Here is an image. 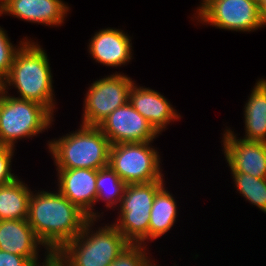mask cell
I'll use <instances>...</instances> for the list:
<instances>
[{
    "mask_svg": "<svg viewBox=\"0 0 266 266\" xmlns=\"http://www.w3.org/2000/svg\"><path fill=\"white\" fill-rule=\"evenodd\" d=\"M126 183L120 179L118 174L108 165L97 171V198L96 203L100 200L105 202L106 210L117 208L126 188Z\"/></svg>",
    "mask_w": 266,
    "mask_h": 266,
    "instance_id": "obj_20",
    "label": "cell"
},
{
    "mask_svg": "<svg viewBox=\"0 0 266 266\" xmlns=\"http://www.w3.org/2000/svg\"><path fill=\"white\" fill-rule=\"evenodd\" d=\"M196 9L193 21L220 30L250 33L266 27L255 0H205Z\"/></svg>",
    "mask_w": 266,
    "mask_h": 266,
    "instance_id": "obj_8",
    "label": "cell"
},
{
    "mask_svg": "<svg viewBox=\"0 0 266 266\" xmlns=\"http://www.w3.org/2000/svg\"><path fill=\"white\" fill-rule=\"evenodd\" d=\"M243 108L244 137L247 141L266 142V79L258 78Z\"/></svg>",
    "mask_w": 266,
    "mask_h": 266,
    "instance_id": "obj_17",
    "label": "cell"
},
{
    "mask_svg": "<svg viewBox=\"0 0 266 266\" xmlns=\"http://www.w3.org/2000/svg\"><path fill=\"white\" fill-rule=\"evenodd\" d=\"M59 138L49 139L48 152L56 169L89 168L99 170L108 166L110 141L98 126L80 124Z\"/></svg>",
    "mask_w": 266,
    "mask_h": 266,
    "instance_id": "obj_4",
    "label": "cell"
},
{
    "mask_svg": "<svg viewBox=\"0 0 266 266\" xmlns=\"http://www.w3.org/2000/svg\"><path fill=\"white\" fill-rule=\"evenodd\" d=\"M70 10L63 0H7L0 6V16L55 28L64 25Z\"/></svg>",
    "mask_w": 266,
    "mask_h": 266,
    "instance_id": "obj_15",
    "label": "cell"
},
{
    "mask_svg": "<svg viewBox=\"0 0 266 266\" xmlns=\"http://www.w3.org/2000/svg\"><path fill=\"white\" fill-rule=\"evenodd\" d=\"M50 65L44 48L30 37L17 50L10 72L1 82L0 88L8 93L15 87L19 95L16 98L37 102L54 115L57 100Z\"/></svg>",
    "mask_w": 266,
    "mask_h": 266,
    "instance_id": "obj_2",
    "label": "cell"
},
{
    "mask_svg": "<svg viewBox=\"0 0 266 266\" xmlns=\"http://www.w3.org/2000/svg\"><path fill=\"white\" fill-rule=\"evenodd\" d=\"M234 188L252 206L266 213V178H255L242 172H231Z\"/></svg>",
    "mask_w": 266,
    "mask_h": 266,
    "instance_id": "obj_21",
    "label": "cell"
},
{
    "mask_svg": "<svg viewBox=\"0 0 266 266\" xmlns=\"http://www.w3.org/2000/svg\"><path fill=\"white\" fill-rule=\"evenodd\" d=\"M98 222L100 219H90L81 233L66 243L53 260L59 266H109L130 242L112 223L94 227Z\"/></svg>",
    "mask_w": 266,
    "mask_h": 266,
    "instance_id": "obj_3",
    "label": "cell"
},
{
    "mask_svg": "<svg viewBox=\"0 0 266 266\" xmlns=\"http://www.w3.org/2000/svg\"><path fill=\"white\" fill-rule=\"evenodd\" d=\"M228 127L223 131L221 145L230 171L266 178V142L242 140Z\"/></svg>",
    "mask_w": 266,
    "mask_h": 266,
    "instance_id": "obj_10",
    "label": "cell"
},
{
    "mask_svg": "<svg viewBox=\"0 0 266 266\" xmlns=\"http://www.w3.org/2000/svg\"><path fill=\"white\" fill-rule=\"evenodd\" d=\"M129 103L160 135L170 123L178 122L182 118L163 94L136 83L130 90Z\"/></svg>",
    "mask_w": 266,
    "mask_h": 266,
    "instance_id": "obj_16",
    "label": "cell"
},
{
    "mask_svg": "<svg viewBox=\"0 0 266 266\" xmlns=\"http://www.w3.org/2000/svg\"><path fill=\"white\" fill-rule=\"evenodd\" d=\"M0 250L25 257L34 266H48L53 260V255L37 238L27 219L0 221ZM41 250L45 251L43 262L40 261Z\"/></svg>",
    "mask_w": 266,
    "mask_h": 266,
    "instance_id": "obj_13",
    "label": "cell"
},
{
    "mask_svg": "<svg viewBox=\"0 0 266 266\" xmlns=\"http://www.w3.org/2000/svg\"><path fill=\"white\" fill-rule=\"evenodd\" d=\"M164 184L156 193L149 220V241L157 240L172 230L178 217L177 200Z\"/></svg>",
    "mask_w": 266,
    "mask_h": 266,
    "instance_id": "obj_18",
    "label": "cell"
},
{
    "mask_svg": "<svg viewBox=\"0 0 266 266\" xmlns=\"http://www.w3.org/2000/svg\"><path fill=\"white\" fill-rule=\"evenodd\" d=\"M135 82L119 71L93 81L84 94L80 124L98 126L115 109L127 104Z\"/></svg>",
    "mask_w": 266,
    "mask_h": 266,
    "instance_id": "obj_9",
    "label": "cell"
},
{
    "mask_svg": "<svg viewBox=\"0 0 266 266\" xmlns=\"http://www.w3.org/2000/svg\"><path fill=\"white\" fill-rule=\"evenodd\" d=\"M131 39L122 29L102 28L89 39L87 50L98 64L120 69L134 58Z\"/></svg>",
    "mask_w": 266,
    "mask_h": 266,
    "instance_id": "obj_14",
    "label": "cell"
},
{
    "mask_svg": "<svg viewBox=\"0 0 266 266\" xmlns=\"http://www.w3.org/2000/svg\"><path fill=\"white\" fill-rule=\"evenodd\" d=\"M54 121V115L43 105L16 98L0 88V145L15 148L18 140L48 132Z\"/></svg>",
    "mask_w": 266,
    "mask_h": 266,
    "instance_id": "obj_5",
    "label": "cell"
},
{
    "mask_svg": "<svg viewBox=\"0 0 266 266\" xmlns=\"http://www.w3.org/2000/svg\"><path fill=\"white\" fill-rule=\"evenodd\" d=\"M153 142L111 145L108 165L127 185L161 180L164 177L161 155Z\"/></svg>",
    "mask_w": 266,
    "mask_h": 266,
    "instance_id": "obj_7",
    "label": "cell"
},
{
    "mask_svg": "<svg viewBox=\"0 0 266 266\" xmlns=\"http://www.w3.org/2000/svg\"><path fill=\"white\" fill-rule=\"evenodd\" d=\"M97 171L89 168L56 169V189L84 211L90 219L99 220L102 219L104 212L100 213L94 208L97 198Z\"/></svg>",
    "mask_w": 266,
    "mask_h": 266,
    "instance_id": "obj_12",
    "label": "cell"
},
{
    "mask_svg": "<svg viewBox=\"0 0 266 266\" xmlns=\"http://www.w3.org/2000/svg\"><path fill=\"white\" fill-rule=\"evenodd\" d=\"M15 150L14 147L0 145V186L12 183L18 178L17 174L12 173Z\"/></svg>",
    "mask_w": 266,
    "mask_h": 266,
    "instance_id": "obj_24",
    "label": "cell"
},
{
    "mask_svg": "<svg viewBox=\"0 0 266 266\" xmlns=\"http://www.w3.org/2000/svg\"><path fill=\"white\" fill-rule=\"evenodd\" d=\"M164 184L165 177L158 181L126 185L112 224L130 243L149 244L150 212L155 195Z\"/></svg>",
    "mask_w": 266,
    "mask_h": 266,
    "instance_id": "obj_6",
    "label": "cell"
},
{
    "mask_svg": "<svg viewBox=\"0 0 266 266\" xmlns=\"http://www.w3.org/2000/svg\"><path fill=\"white\" fill-rule=\"evenodd\" d=\"M0 266H34L27 258L0 250Z\"/></svg>",
    "mask_w": 266,
    "mask_h": 266,
    "instance_id": "obj_25",
    "label": "cell"
},
{
    "mask_svg": "<svg viewBox=\"0 0 266 266\" xmlns=\"http://www.w3.org/2000/svg\"><path fill=\"white\" fill-rule=\"evenodd\" d=\"M7 0H0V6L5 3Z\"/></svg>",
    "mask_w": 266,
    "mask_h": 266,
    "instance_id": "obj_27",
    "label": "cell"
},
{
    "mask_svg": "<svg viewBox=\"0 0 266 266\" xmlns=\"http://www.w3.org/2000/svg\"><path fill=\"white\" fill-rule=\"evenodd\" d=\"M89 220L84 211L58 190H32L27 221L53 256L79 235Z\"/></svg>",
    "mask_w": 266,
    "mask_h": 266,
    "instance_id": "obj_1",
    "label": "cell"
},
{
    "mask_svg": "<svg viewBox=\"0 0 266 266\" xmlns=\"http://www.w3.org/2000/svg\"><path fill=\"white\" fill-rule=\"evenodd\" d=\"M258 9L262 20L266 24V0L258 1Z\"/></svg>",
    "mask_w": 266,
    "mask_h": 266,
    "instance_id": "obj_26",
    "label": "cell"
},
{
    "mask_svg": "<svg viewBox=\"0 0 266 266\" xmlns=\"http://www.w3.org/2000/svg\"><path fill=\"white\" fill-rule=\"evenodd\" d=\"M98 127L111 145L130 142H151L160 134L128 102L109 114Z\"/></svg>",
    "mask_w": 266,
    "mask_h": 266,
    "instance_id": "obj_11",
    "label": "cell"
},
{
    "mask_svg": "<svg viewBox=\"0 0 266 266\" xmlns=\"http://www.w3.org/2000/svg\"><path fill=\"white\" fill-rule=\"evenodd\" d=\"M148 245L130 243L109 266H154Z\"/></svg>",
    "mask_w": 266,
    "mask_h": 266,
    "instance_id": "obj_22",
    "label": "cell"
},
{
    "mask_svg": "<svg viewBox=\"0 0 266 266\" xmlns=\"http://www.w3.org/2000/svg\"><path fill=\"white\" fill-rule=\"evenodd\" d=\"M28 40V37L22 38L15 46L7 34V31L0 26V84L8 76L14 56L21 45Z\"/></svg>",
    "mask_w": 266,
    "mask_h": 266,
    "instance_id": "obj_23",
    "label": "cell"
},
{
    "mask_svg": "<svg viewBox=\"0 0 266 266\" xmlns=\"http://www.w3.org/2000/svg\"><path fill=\"white\" fill-rule=\"evenodd\" d=\"M31 194L32 190L20 177L0 186V221L27 219Z\"/></svg>",
    "mask_w": 266,
    "mask_h": 266,
    "instance_id": "obj_19",
    "label": "cell"
}]
</instances>
